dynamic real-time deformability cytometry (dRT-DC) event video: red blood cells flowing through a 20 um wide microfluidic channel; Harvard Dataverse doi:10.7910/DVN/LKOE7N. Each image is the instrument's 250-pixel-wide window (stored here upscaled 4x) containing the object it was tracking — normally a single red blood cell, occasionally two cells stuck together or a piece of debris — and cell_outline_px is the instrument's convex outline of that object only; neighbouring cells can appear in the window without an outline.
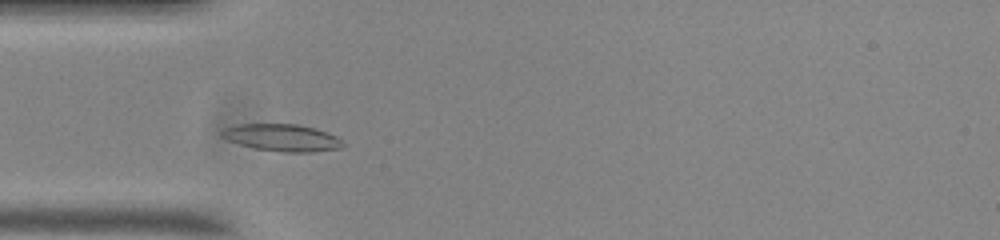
{"species": "common noctule bat (a hibernating species)", "species_latin": "Nyctalus noctula", "temperature_condition": "room temperature", "stored_images_in_passage": 48, "camera_frame_rate_fps": 3000, "um_per_image_px": 0.085, "animal": {"sex": "male", "body_mass_g": 20.0, "forearm_length_mm": 53.3}, "frame": {"image": 1, "passage_image": 9, "time_ms": 2.667, "image_size_px": [1000, 240], "cell_outline_px": [[344, 148], [312, 152], [284, 152], [256, 148], [240, 144], [228, 140], [220, 136], [220, 132], [224, 128], [236, 124], [296, 124], [312, 128], [336, 136], [344, 144]], "centroid_in_image_um": [23.95, 11.7], "position_along_channel_um": 61.1, "area_um2": 18.96}}
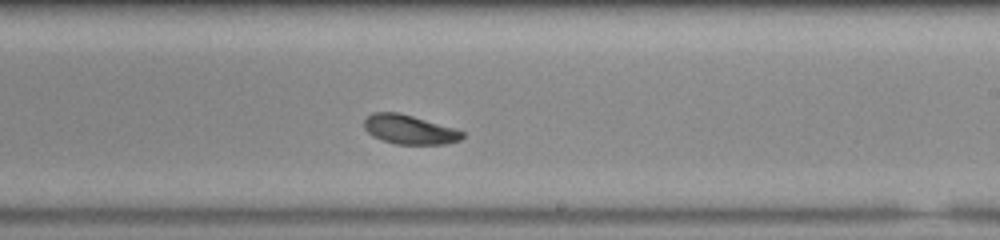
{"frame": {"image": 2, "passage_image": 25, "time_ms": 8.0, "image_size_px": [1000, 240], "cell_outline_px": [[464, 136], [460, 140], [448, 144], [396, 144], [372, 136], [364, 128], [364, 120], [372, 112], [400, 112], [456, 128], [464, 132]], "centroid_in_image_um": [34.83, 11.0], "position_along_channel_um": 254.2, "area_um2": 16.88}}
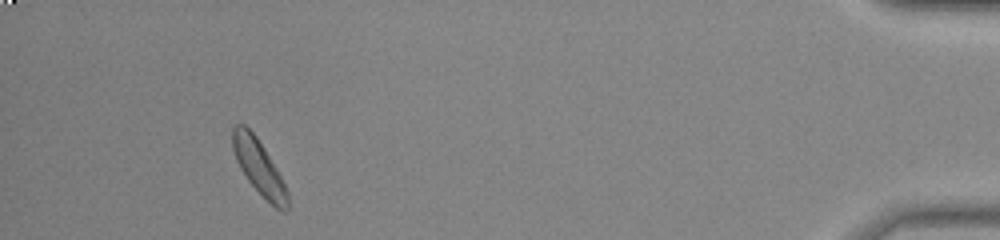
{"frame": {"image": 3, "passage_image": 44, "time_ms": 14.333, "image_size_px": [1000, 240], "cell_outline_px": [[288, 208], [284, 212], [276, 208], [248, 180], [240, 168], [236, 160], [232, 148], [232, 128], [236, 124], [244, 124], [256, 136], [264, 148], [276, 168], [288, 192]], "centroid_in_image_um": [21.99, 14.17], "position_along_channel_um": 413.2, "area_um2": 17.11}, "authors_computed_cell_mechanics": {"area_um2": 17.1088, "velocity_mm_per_s": 3.6397, "shape_relaxation_time_tau1_ms": 5.5339, "shape_relaxation_time_tau2_ms": null, "deformation_change_tau1": 0.154, "deformation_change_tau2": null}}